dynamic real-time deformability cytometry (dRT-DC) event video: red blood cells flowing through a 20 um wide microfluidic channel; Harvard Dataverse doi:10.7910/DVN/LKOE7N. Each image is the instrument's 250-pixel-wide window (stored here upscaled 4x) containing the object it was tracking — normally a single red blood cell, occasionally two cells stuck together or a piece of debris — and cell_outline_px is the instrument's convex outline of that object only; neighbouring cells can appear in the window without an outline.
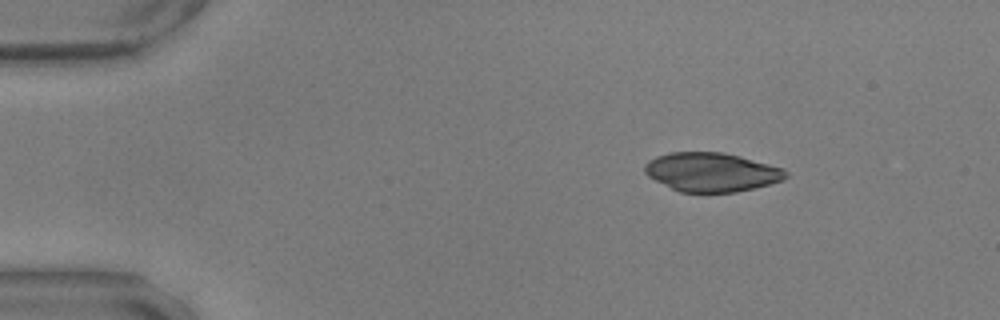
{"species": "common noctule bat (a hibernating species)", "species_latin": "Nyctalus noctula", "temperature_condition": "warm", "stored_images_in_passage": 32, "camera_frame_rate_fps": 3000, "um_per_image_px": 0.085, "animal": {"sex": "male", "body_mass_g": 17.9, "forearm_length_mm": 54.2}, "frame": {"image": 1, "passage_image": 1, "time_ms": 0.0, "image_size_px": [1000, 320], "cell_outline_px": [[788, 176], [784, 180], [736, 192], [680, 192], [648, 176], [644, 172], [644, 164], [648, 160], [656, 156], [668, 152], [724, 152], [740, 156], [784, 168], [788, 172]], "centroid_in_image_um": [60.48, 14.61], "position_along_channel_um": 24.5, "area_um2": 32.02}}